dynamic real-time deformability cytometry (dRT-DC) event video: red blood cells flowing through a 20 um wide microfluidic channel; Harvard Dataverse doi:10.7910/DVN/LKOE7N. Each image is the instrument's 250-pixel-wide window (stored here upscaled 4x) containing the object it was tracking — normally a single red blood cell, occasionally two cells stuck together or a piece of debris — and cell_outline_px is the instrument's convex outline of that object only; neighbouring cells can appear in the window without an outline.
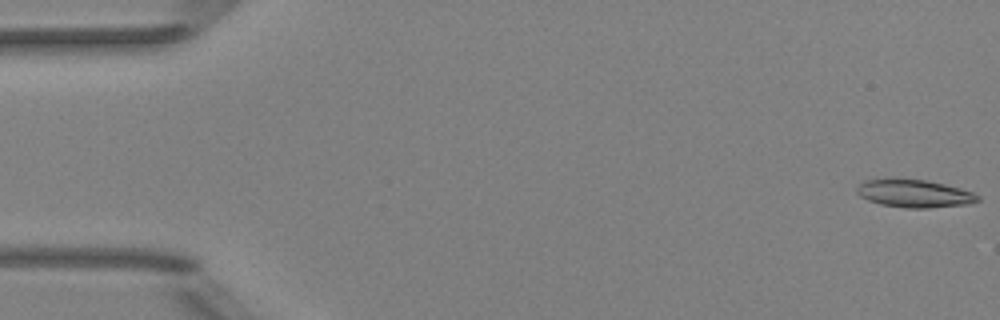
{"species": "Egyptian fruit bat (a non-hibernating species)", "species_latin": "Rousettus aegyptiacus", "temperature_condition": "room temperature", "stored_images_in_passage": 52, "camera_frame_rate_fps": 3000, "um_per_image_px": 0.085, "animal": {"sex": "female"}, "frame": {"image": 1, "passage_image": 1, "time_ms": 0.0, "image_size_px": [1000, 320], "cell_outline_px": [[980, 200], [968, 204], [928, 208], [904, 208], [880, 204], [868, 200], [860, 196], [856, 192], [856, 188], [864, 180], [888, 176], [928, 180], [960, 188], [972, 192], [980, 196]], "centroid_in_image_um": [77.66, 16.41], "position_along_channel_um": 7.3, "area_um2": 20.23}}
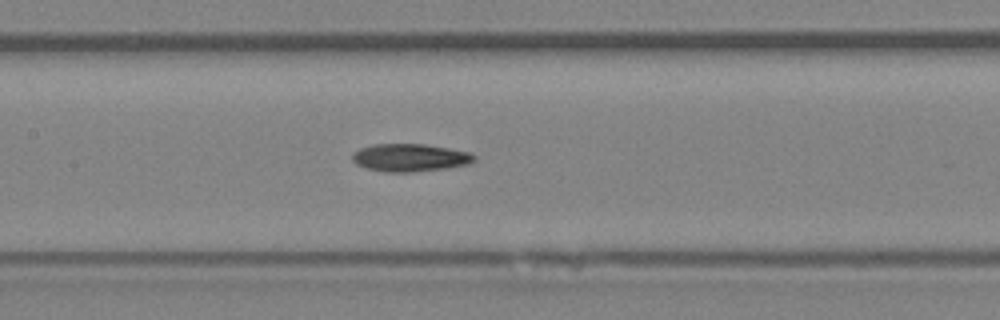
{"frame": {"image": 2, "passage_image": 25, "time_ms": 8.0, "image_size_px": [1000, 320], "cell_outline_px": [[476, 160], [468, 164], [448, 168], [412, 172], [384, 172], [368, 168], [356, 164], [352, 160], [352, 152], [360, 148], [376, 144], [424, 144], [472, 152], [476, 156]], "centroid_in_image_um": [34.87, 13.4], "position_along_channel_um": 172.5, "area_um2": 19.83}}
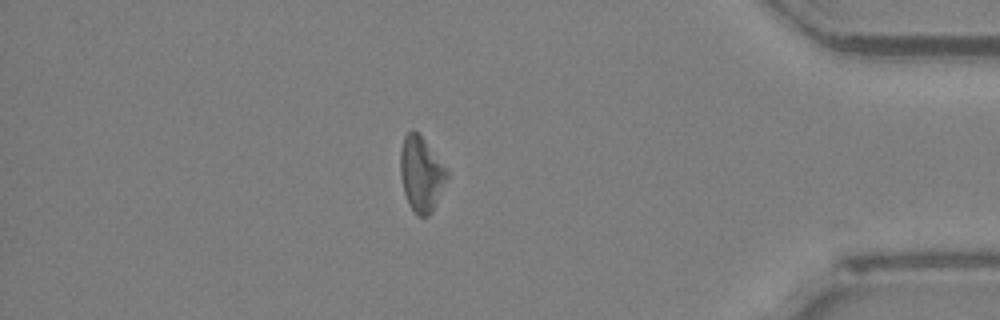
{"frame": {"image": 3, "passage_image": 45, "time_ms": 14.667, "image_size_px": [1000, 320], "cell_outline_px": [[448, 176], [432, 212], [428, 216], [420, 216], [408, 204], [404, 192], [400, 176], [400, 148], [404, 136], [412, 128], [424, 140], [448, 168]], "centroid_in_image_um": [35.79, 14.77], "position_along_channel_um": 399.4, "area_um2": 20.29}, "authors_computed_cell_mechanics": {"area_um2": 19.7965, "velocity_mm_per_s": 3.9707, "shape_relaxation_time_tau1_ms": 4.4581, "shape_relaxation_time_tau2_ms": null, "deformation_change_tau1": 0.1105, "deformation_change_tau2": null}}